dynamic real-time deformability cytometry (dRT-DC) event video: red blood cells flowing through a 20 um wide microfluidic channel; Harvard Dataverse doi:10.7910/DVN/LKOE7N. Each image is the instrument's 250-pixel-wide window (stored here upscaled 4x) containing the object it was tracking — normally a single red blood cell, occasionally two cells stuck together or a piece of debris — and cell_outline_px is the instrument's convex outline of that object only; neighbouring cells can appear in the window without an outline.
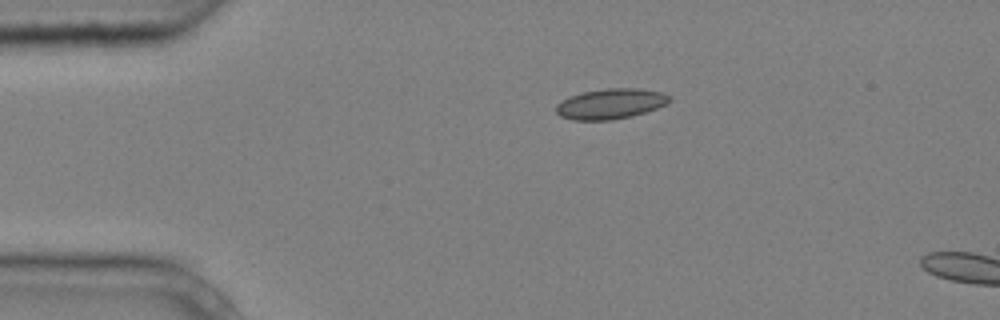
{"species": "common noctule bat (a hibernating species)", "species_latin": "Nyctalus noctula", "temperature_condition": "cold", "stored_images_in_passage": 5, "camera_frame_rate_fps": 3000, "um_per_image_px": 0.085, "animal": {"sex": "male", "body_mass_g": 20.4}, "frame": {"image": 1, "passage_image": 5, "time_ms": 1.333, "image_size_px": [1000, 320], "cell_outline_px": [[672, 100], [668, 104], [632, 116], [612, 120], [572, 120], [560, 116], [556, 112], [556, 104], [568, 96], [580, 92], [604, 88], [636, 88], [664, 92], [672, 96]], "centroid_in_image_um": [51.91, 8.81], "position_along_channel_um": 33.1, "area_um2": 20.4}}